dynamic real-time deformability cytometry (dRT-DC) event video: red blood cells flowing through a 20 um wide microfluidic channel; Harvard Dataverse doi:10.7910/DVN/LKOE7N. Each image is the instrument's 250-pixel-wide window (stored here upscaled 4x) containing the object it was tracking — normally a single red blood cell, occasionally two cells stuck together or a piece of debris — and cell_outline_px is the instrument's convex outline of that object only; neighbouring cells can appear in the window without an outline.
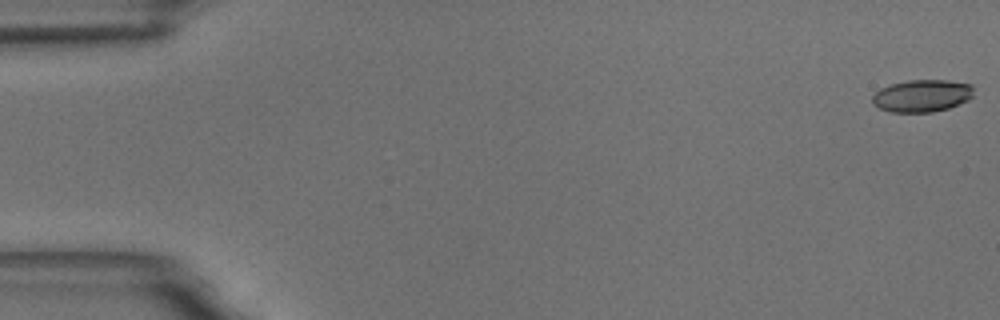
{"species": "common noctule bat (a hibernating species)", "species_latin": "Nyctalus noctula", "temperature_condition": "room temperature", "stored_images_in_passage": 20, "camera_frame_rate_fps": 3000, "um_per_image_px": 0.085, "animal": {"sex": "male", "body_mass_g": 18.8}, "frame": {"image": 1, "passage_image": 1, "time_ms": 0.0, "image_size_px": [1000, 320], "cell_outline_px": [[972, 96], [968, 100], [948, 108], [932, 112], [892, 112], [880, 108], [872, 104], [872, 96], [880, 88], [892, 84], [908, 80], [948, 80], [972, 84]], "centroid_in_image_um": [78.36, 8.14], "position_along_channel_um": 6.6, "area_um2": 19.02}}
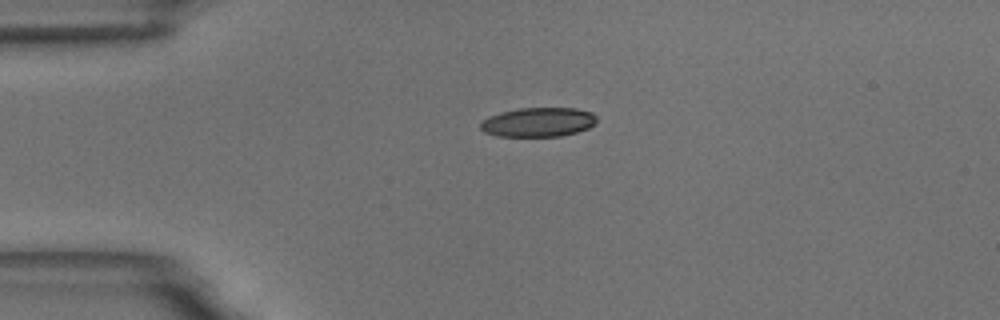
{"frame": {"image": 2, "passage_image": 14, "time_ms": 4.333, "image_size_px": [1000, 320], "cell_outline_px": [[596, 124], [588, 128], [576, 132], [560, 136], [496, 136], [484, 132], [480, 128], [480, 120], [488, 116], [500, 112], [520, 108], [576, 108], [592, 112], [596, 116]], "centroid_in_image_um": [45.73, 10.38], "position_along_channel_um": 39.3, "area_um2": 20.0}}